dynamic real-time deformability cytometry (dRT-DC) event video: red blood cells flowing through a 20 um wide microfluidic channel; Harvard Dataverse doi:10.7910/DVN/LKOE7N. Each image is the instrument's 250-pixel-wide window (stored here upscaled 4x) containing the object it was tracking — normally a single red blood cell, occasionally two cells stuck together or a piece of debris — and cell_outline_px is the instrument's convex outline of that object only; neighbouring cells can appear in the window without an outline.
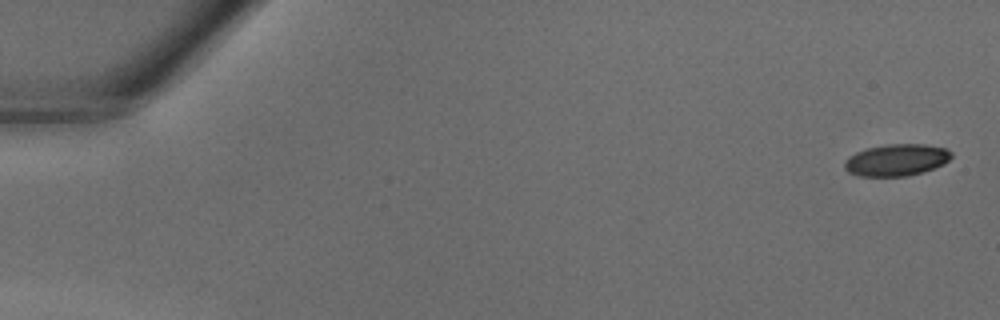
{"species": "common noctule bat (a hibernating species)", "species_latin": "Nyctalus noctula", "temperature_condition": "warm", "stored_images_in_passage": 40, "camera_frame_rate_fps": 3000, "um_per_image_px": 0.085, "animal": {"sex": "male", "body_mass_g": 18.8}, "frame": {"image": 1, "passage_image": 1, "time_ms": 0.0, "image_size_px": [1000, 320], "cell_outline_px": [[952, 156], [944, 164], [908, 176], [860, 176], [848, 172], [844, 168], [844, 160], [848, 156], [856, 152], [868, 148], [888, 144], [924, 144], [944, 148], [952, 152]], "centroid_in_image_um": [76.17, 13.6], "position_along_channel_um": 8.8, "area_um2": 19.71}}
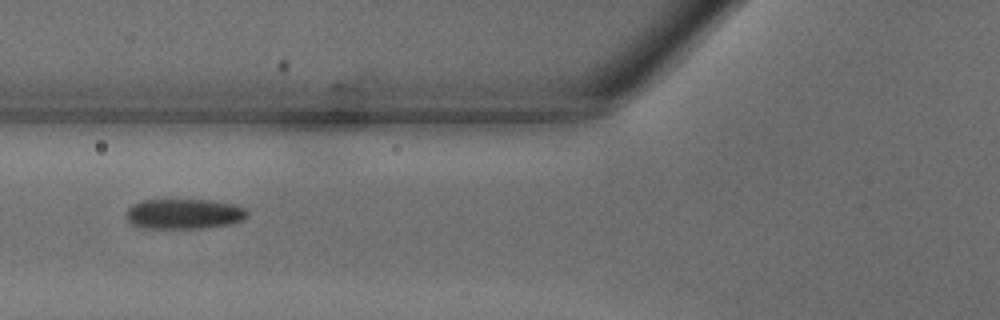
{"frame": {"image": 2, "passage_image": 16, "time_ms": 5.0, "image_size_px": [1000, 320], "cell_outline_px": [[248, 216], [244, 220], [232, 224], [204, 228], [140, 228], [132, 224], [128, 220], [128, 208], [132, 204], [144, 200], [208, 200], [236, 204], [244, 208], [248, 212]], "centroid_in_image_um": [15.69, 18.19], "position_along_channel_um": 110.1, "area_um2": 21.39}}
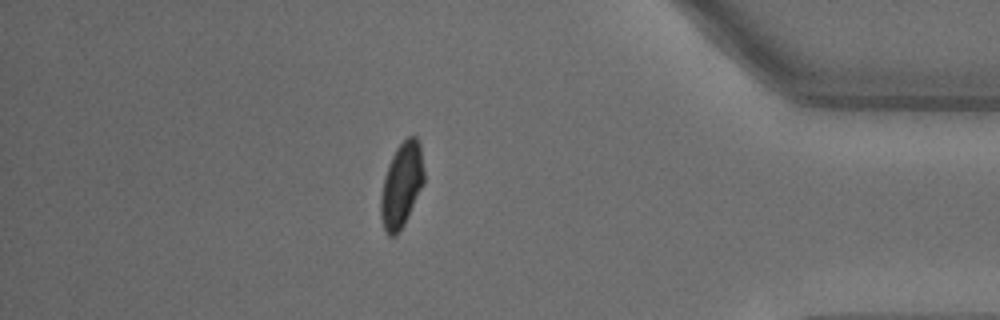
{"frame": {"image": 3, "passage_image": 35, "time_ms": 11.333, "image_size_px": [1000, 320], "cell_outline_px": [[424, 184], [404, 224], [396, 236], [388, 236], [384, 228], [380, 216], [380, 196], [384, 176], [388, 164], [396, 148], [408, 136], [416, 136], [420, 144], [424, 172]], "centroid_in_image_um": [34.12, 15.73], "position_along_channel_um": 401.1, "area_um2": 21.44}}